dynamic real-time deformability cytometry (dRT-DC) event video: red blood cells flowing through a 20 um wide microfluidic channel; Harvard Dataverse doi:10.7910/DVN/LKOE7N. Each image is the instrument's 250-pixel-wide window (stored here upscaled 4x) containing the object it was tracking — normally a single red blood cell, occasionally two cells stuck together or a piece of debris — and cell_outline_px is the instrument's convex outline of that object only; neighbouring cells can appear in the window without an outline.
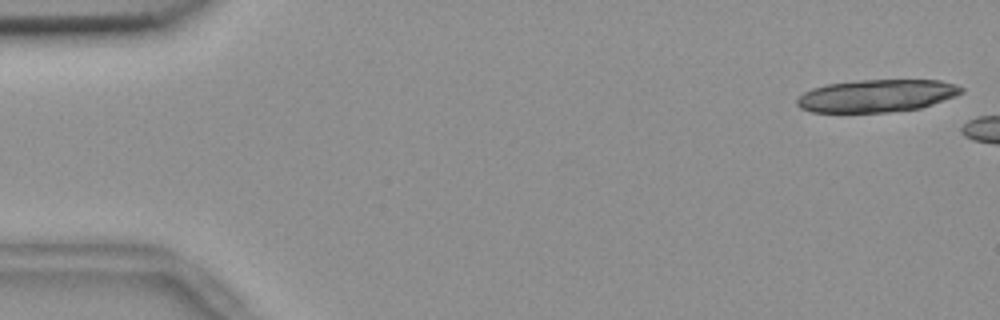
{"species": "common noctule bat (a hibernating species)", "species_latin": "Nyctalus noctula", "temperature_condition": "room temperature", "stored_images_in_passage": 5, "camera_frame_rate_fps": 3000, "um_per_image_px": 0.085, "animal": {"sex": "female", "body_mass_g": 18.4}, "frame": {"image": 1, "passage_image": 1, "time_ms": 0.0, "image_size_px": [1000, 320], "cell_outline_px": [[964, 92], [956, 96], [920, 108], [888, 112], [812, 112], [800, 108], [796, 104], [796, 100], [804, 92], [812, 88], [828, 84], [860, 80], [940, 80], [956, 84], [964, 88]], "centroid_in_image_um": [74.54, 8.14], "position_along_channel_um": 10.5, "area_um2": 31.15}}